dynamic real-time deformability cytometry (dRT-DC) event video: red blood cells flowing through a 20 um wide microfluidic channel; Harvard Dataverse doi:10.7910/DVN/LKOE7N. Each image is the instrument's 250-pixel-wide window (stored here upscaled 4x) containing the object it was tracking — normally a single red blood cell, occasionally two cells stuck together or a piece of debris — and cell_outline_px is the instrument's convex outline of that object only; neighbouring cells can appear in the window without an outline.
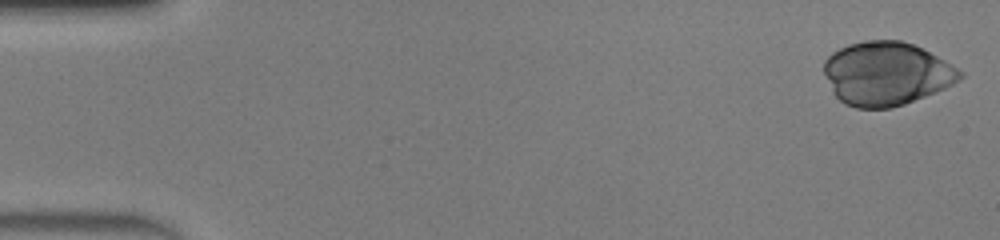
{"species": "human", "species_latin": "Homo sapiens", "temperature_condition": "warm", "stored_images_in_passage": 48, "camera_frame_rate_fps": 3000, "um_per_image_px": 0.085, "donor": {"sex": "male"}, "frame": {"image": 1, "passage_image": 1, "time_ms": 0.0, "image_size_px": [1000, 240], "cell_outline_px": [[964, 76], [960, 80], [936, 92], [904, 104], [892, 108], [856, 108], [844, 104], [832, 92], [824, 72], [824, 60], [832, 52], [848, 44], [864, 40], [900, 40], [912, 44], [944, 60], [964, 72]], "centroid_in_image_um": [75.33, 6.26], "position_along_channel_um": 9.7, "area_um2": 50.29}}
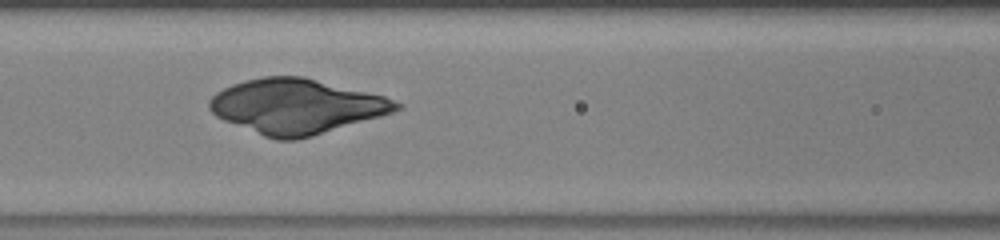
{"frame": {"image": 2, "passage_image": 21, "time_ms": 6.667, "image_size_px": [1000, 240], "cell_outline_px": [[404, 108], [380, 116], [312, 136], [296, 140], [276, 140], [264, 136], [224, 120], [216, 116], [208, 108], [208, 100], [216, 92], [232, 84], [244, 80], [264, 76], [304, 76], [384, 96], [404, 104]], "centroid_in_image_um": [25.18, 9.03], "position_along_channel_um": 141.4, "area_um2": 59.53}}
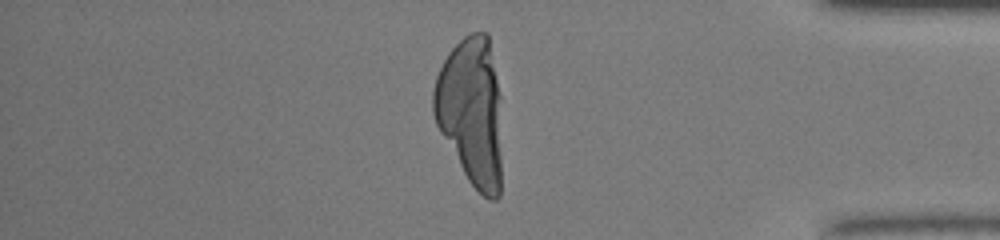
{"frame": {"image": 3, "passage_image": 41, "time_ms": 13.333, "image_size_px": [1000, 240], "cell_outline_px": [[500, 196], [496, 200], [488, 200], [468, 180], [440, 132], [436, 124], [432, 112], [432, 92], [436, 76], [448, 52], [464, 36], [472, 32], [488, 32], [500, 96]], "centroid_in_image_um": [40.04, 9.45], "position_along_channel_um": 395.2, "area_um2": 59.13}}